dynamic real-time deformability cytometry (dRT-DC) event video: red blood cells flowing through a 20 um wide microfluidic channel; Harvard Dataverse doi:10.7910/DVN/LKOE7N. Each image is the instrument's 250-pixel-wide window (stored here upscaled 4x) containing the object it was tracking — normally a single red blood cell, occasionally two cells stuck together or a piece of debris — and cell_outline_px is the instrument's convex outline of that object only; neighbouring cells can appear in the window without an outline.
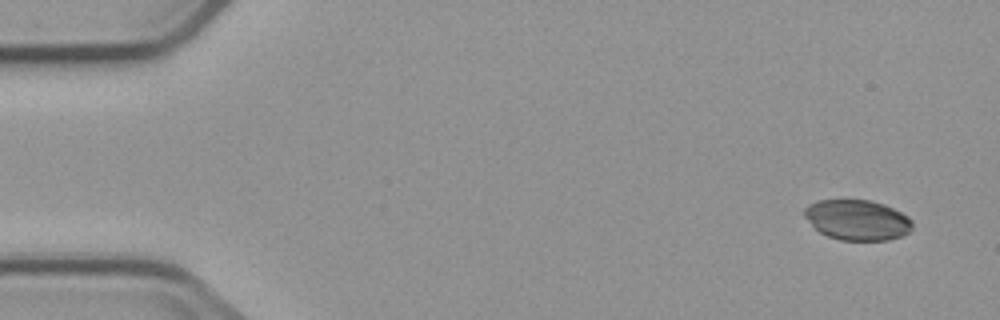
{"species": "common noctule bat (a hibernating species)", "species_latin": "Nyctalus noctula", "temperature_condition": "cold", "stored_images_in_passage": 5, "camera_frame_rate_fps": 3000, "um_per_image_px": 0.085, "animal": {"sex": "male", "body_mass_g": 23.1, "forearm_length_mm": 52.7}, "frame": {"image": 1, "passage_image": 1, "time_ms": 0.0, "image_size_px": [1000, 320], "cell_outline_px": [[912, 228], [908, 232], [900, 236], [888, 240], [840, 240], [828, 236], [820, 232], [804, 216], [804, 208], [808, 204], [816, 200], [868, 200], [884, 204], [908, 216], [912, 220]], "centroid_in_image_um": [72.86, 18.69], "position_along_channel_um": 12.1, "area_um2": 25.26}}
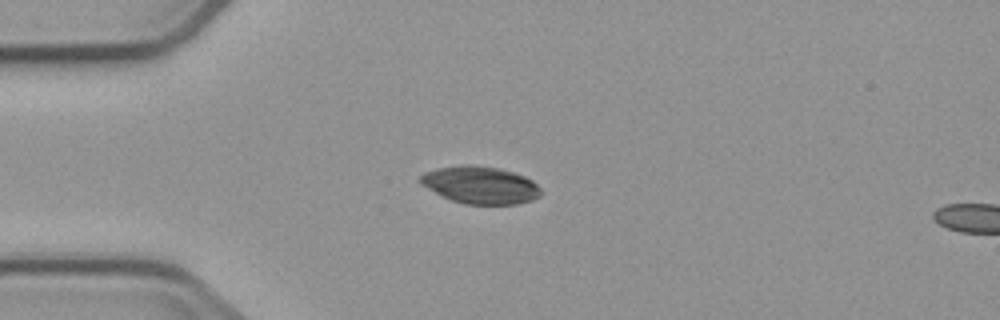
{"frame": {"image": 2, "passage_image": 4, "time_ms": 3.667, "image_size_px": [1000, 320], "cell_outline_px": [[544, 192], [540, 196], [532, 200], [516, 204], [464, 204], [452, 200], [420, 184], [420, 176], [424, 172], [436, 168], [464, 164], [468, 164], [500, 168], [524, 176], [532, 180]], "centroid_in_image_um": [40.85, 15.72], "position_along_channel_um": 44.2, "area_um2": 26.24}}